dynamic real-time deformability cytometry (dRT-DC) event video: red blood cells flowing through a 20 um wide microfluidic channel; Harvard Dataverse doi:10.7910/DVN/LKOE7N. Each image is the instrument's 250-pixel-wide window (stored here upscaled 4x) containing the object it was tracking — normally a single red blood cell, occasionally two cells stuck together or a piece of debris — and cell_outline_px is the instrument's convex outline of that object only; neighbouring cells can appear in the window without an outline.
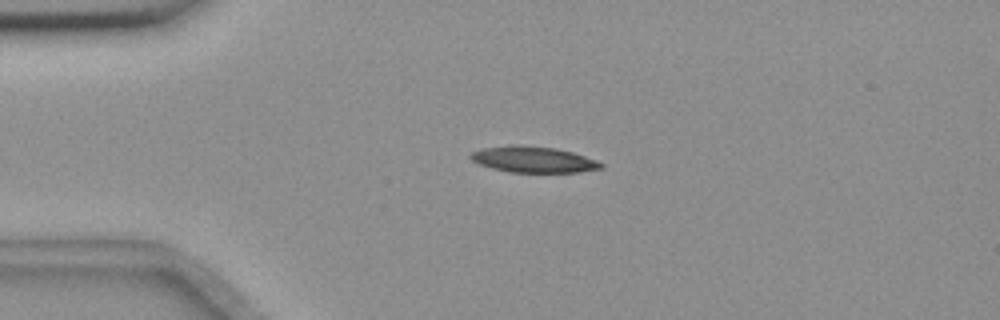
{"species": "common noctule bat (a hibernating species)", "species_latin": "Nyctalus noctula", "temperature_condition": "room temperature", "stored_images_in_passage": 5, "camera_frame_rate_fps": 3000, "um_per_image_px": 0.085, "animal": {"sex": "female", "body_mass_g": 18.4}, "frame": {"image": 1, "passage_image": 3, "time_ms": 3.0, "image_size_px": [1000, 320], "cell_outline_px": [[604, 168], [580, 172], [508, 172], [492, 168], [480, 164], [472, 160], [468, 156], [472, 152], [484, 148], [556, 148], [572, 152], [596, 160], [604, 164]], "centroid_in_image_um": [45.42, 13.62], "position_along_channel_um": 39.6, "area_um2": 18.73}}